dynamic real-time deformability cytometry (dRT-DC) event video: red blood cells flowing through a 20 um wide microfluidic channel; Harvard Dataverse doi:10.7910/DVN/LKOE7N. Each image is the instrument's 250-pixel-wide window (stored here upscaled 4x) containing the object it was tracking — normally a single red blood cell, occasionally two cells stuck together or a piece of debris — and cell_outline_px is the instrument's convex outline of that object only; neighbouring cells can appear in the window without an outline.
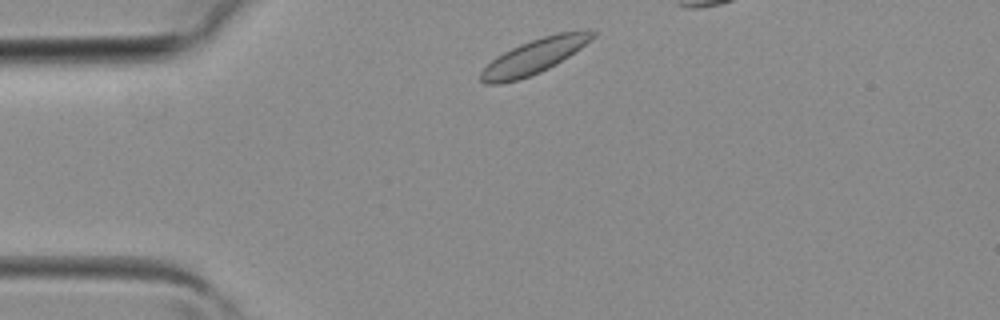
{"species": "common noctule bat (a hibernating species)", "species_latin": "Nyctalus noctula", "temperature_condition": "room temperature", "stored_images_in_passage": 3, "camera_frame_rate_fps": 3000, "um_per_image_px": 0.085, "animal": {"sex": "female", "body_mass_g": 19.3, "forearm_length_mm": 54.1}, "frame": {"image": 1, "passage_image": 1, "time_ms": 0.0, "image_size_px": [1000, 320], "cell_outline_px": [[596, 36], [592, 40], [556, 64], [540, 72], [516, 80], [500, 84], [484, 84], [480, 80], [480, 72], [496, 56], [520, 44], [556, 32], [588, 28], [596, 32]], "centroid_in_image_um": [45.46, 4.76], "position_along_channel_um": 39.5, "area_um2": 22.6}}